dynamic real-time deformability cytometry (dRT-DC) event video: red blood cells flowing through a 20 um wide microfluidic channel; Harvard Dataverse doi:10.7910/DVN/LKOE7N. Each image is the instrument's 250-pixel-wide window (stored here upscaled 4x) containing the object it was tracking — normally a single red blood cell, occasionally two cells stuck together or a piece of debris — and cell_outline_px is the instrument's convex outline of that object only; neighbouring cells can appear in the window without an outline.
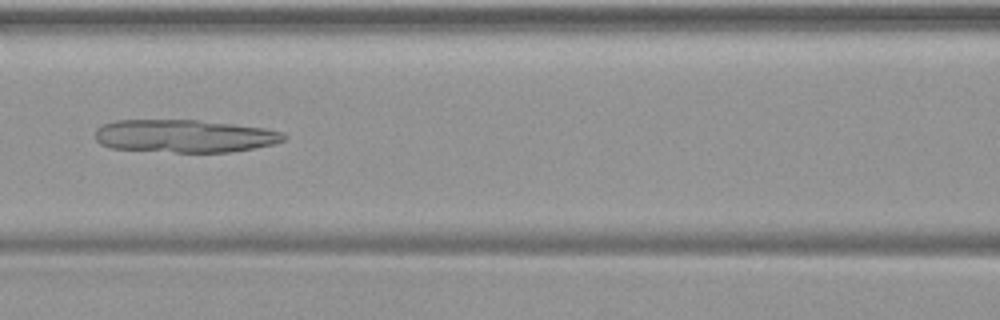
{"species": "common noctule bat (a hibernating species)", "species_latin": "Nyctalus noctula", "temperature_condition": "warm", "stored_images_in_passage": 49, "camera_frame_rate_fps": 3000, "um_per_image_px": 0.085, "animal": {"sex": "female", "body_mass_g": 19.9}, "frame": {"image": 1, "passage_image": 22, "time_ms": 7.0, "image_size_px": [1000, 320], "cell_outline_px": [[288, 136], [284, 140], [272, 144], [252, 148], [228, 152], [176, 152], [112, 148], [100, 144], [96, 140], [96, 128], [100, 124], [116, 120], [196, 120], [232, 124], [264, 128], [284, 132]], "centroid_in_image_um": [15.65, 11.55], "position_along_channel_um": 150.9, "area_um2": 36.01}}
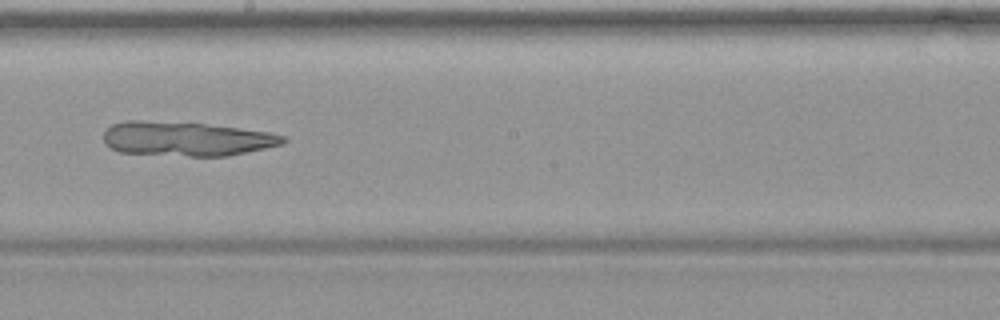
{"frame": {"image": 2, "passage_image": 28, "time_ms": 9.0, "image_size_px": [1000, 320], "cell_outline_px": [[288, 140], [284, 144], [228, 156], [188, 156], [120, 152], [104, 144], [104, 132], [112, 124], [128, 120], [140, 120], [204, 124], [268, 132], [284, 136]], "centroid_in_image_um": [15.83, 11.8], "position_along_channel_um": 232.4, "area_um2": 35.66}}
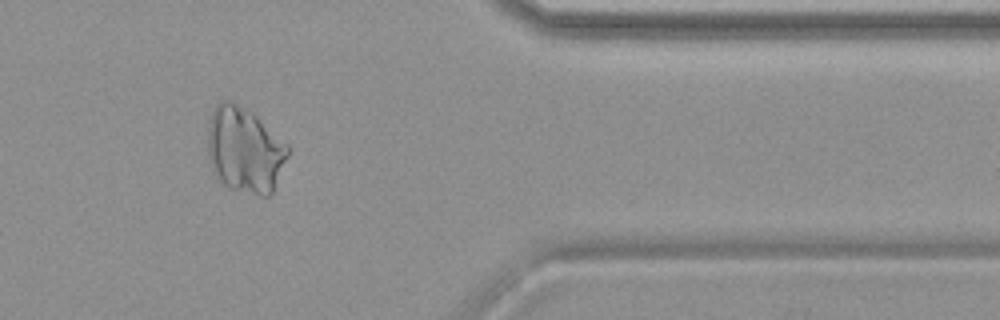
{"frame": {"image": 3, "passage_image": 41, "time_ms": 13.333, "image_size_px": [1000, 320], "cell_outline_px": [[288, 156], [272, 192], [268, 196], [260, 196], [232, 188], [224, 184], [220, 180], [208, 156], [208, 124], [212, 112], [216, 104], [220, 100], [228, 100], [252, 112], [288, 144]], "centroid_in_image_um": [20.81, 12.72], "position_along_channel_um": 390.6, "area_um2": 39.54}}